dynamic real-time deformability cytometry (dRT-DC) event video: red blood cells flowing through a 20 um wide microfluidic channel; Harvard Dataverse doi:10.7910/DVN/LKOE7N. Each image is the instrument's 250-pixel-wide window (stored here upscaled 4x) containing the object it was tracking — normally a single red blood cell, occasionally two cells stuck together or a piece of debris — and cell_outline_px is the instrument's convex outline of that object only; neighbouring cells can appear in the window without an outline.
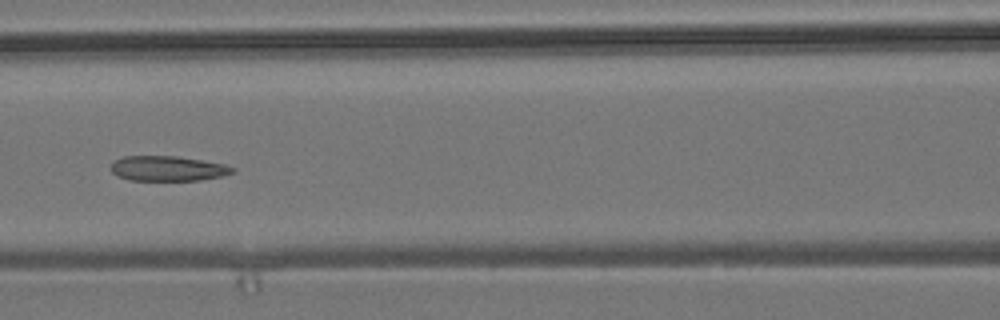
{"species": "common noctule bat (a hibernating species)", "species_latin": "Nyctalus noctula", "temperature_condition": "room temperature", "stored_images_in_passage": 9, "camera_frame_rate_fps": 3000, "um_per_image_px": 0.085, "animal": {"sex": "male", "body_mass_g": 19.2, "forearm_length_mm": 51.8}, "frame": {"image": 1, "passage_image": 7, "time_ms": 2.0, "image_size_px": [1000, 320], "cell_outline_px": [[236, 172], [220, 176], [200, 180], [128, 180], [116, 176], [108, 168], [112, 160], [124, 156], [176, 156], [224, 164], [236, 168]], "centroid_in_image_um": [14.19, 14.32], "position_along_channel_um": 152.4, "area_um2": 17.92}}
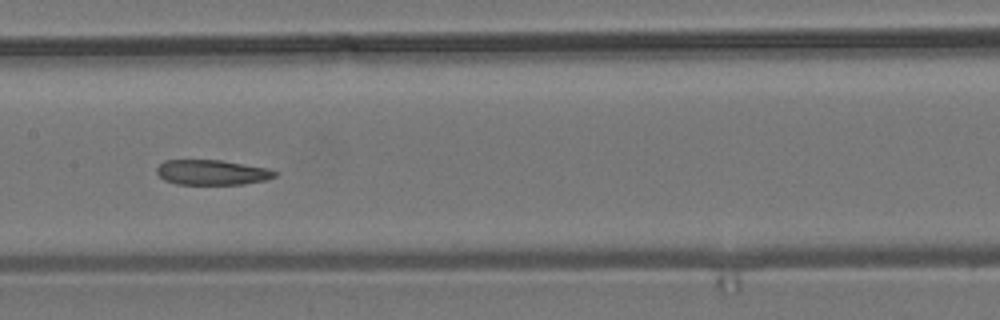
{"frame": {"image": 2, "passage_image": 8, "time_ms": 2.333, "image_size_px": [1000, 320], "cell_outline_px": [[280, 172], [276, 176], [264, 180], [244, 184], [176, 184], [164, 180], [156, 172], [156, 168], [164, 160], [220, 160], [268, 168]], "centroid_in_image_um": [18.02, 14.65], "position_along_channel_um": 189.4, "area_um2": 17.28}}
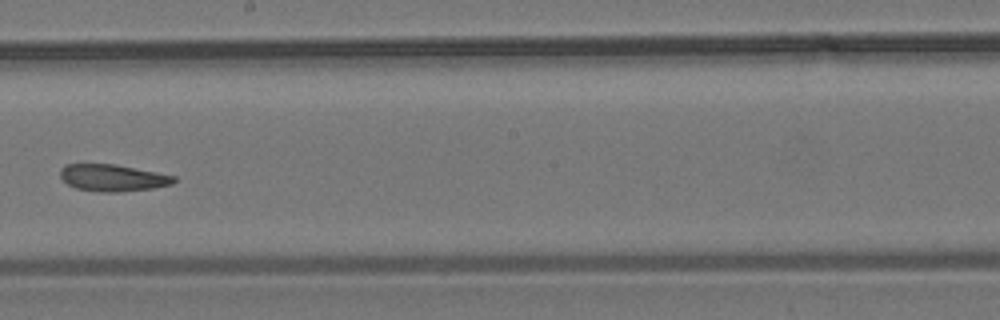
{"frame": {"image": 3, "passage_image": 9, "time_ms": 2.667, "image_size_px": [1000, 320], "cell_outline_px": [[176, 180], [172, 184], [152, 188], [120, 192], [100, 192], [76, 188], [68, 184], [60, 176], [60, 168], [64, 164], [116, 164], [176, 176]], "centroid_in_image_um": [9.57, 15.11], "position_along_channel_um": 238.6, "area_um2": 17.8}}